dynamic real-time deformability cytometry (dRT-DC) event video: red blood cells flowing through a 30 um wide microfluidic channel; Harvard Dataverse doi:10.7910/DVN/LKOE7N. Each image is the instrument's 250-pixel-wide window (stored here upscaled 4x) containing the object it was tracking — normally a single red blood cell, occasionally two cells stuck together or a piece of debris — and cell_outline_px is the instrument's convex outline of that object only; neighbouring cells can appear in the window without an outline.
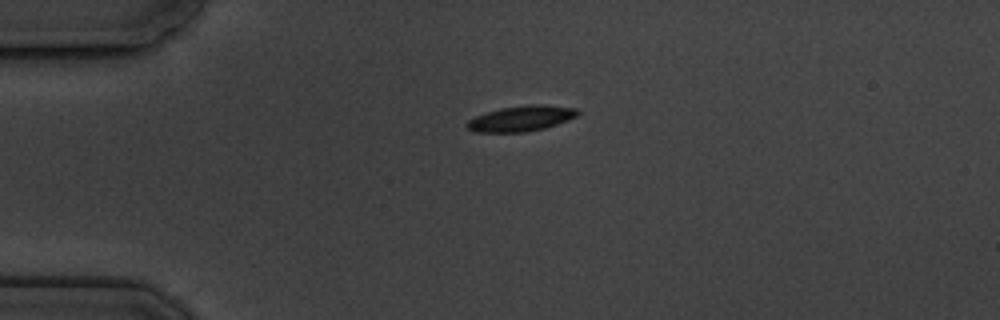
{"species": "common noctule bat (a hibernating species)", "species_latin": "Nyctalus noctula", "temperature_condition": "cold", "stored_images_in_passage": 12, "camera_frame_rate_fps": 3000, "um_per_image_px": 0.085, "animal": {"sex": "male", "body_mass_g": 19.5, "forearm_length_mm": 54.6}, "frame": {"image": 1, "passage_image": 1, "time_ms": 0.0, "image_size_px": [1000, 320], "cell_outline_px": [[580, 112], [576, 116], [568, 120], [544, 128], [524, 132], [476, 132], [468, 128], [464, 124], [468, 120], [476, 116], [500, 108], [528, 104], [544, 104], [576, 108]], "centroid_in_image_um": [44.3, 10.06], "position_along_channel_um": 40.7, "area_um2": 16.42}}
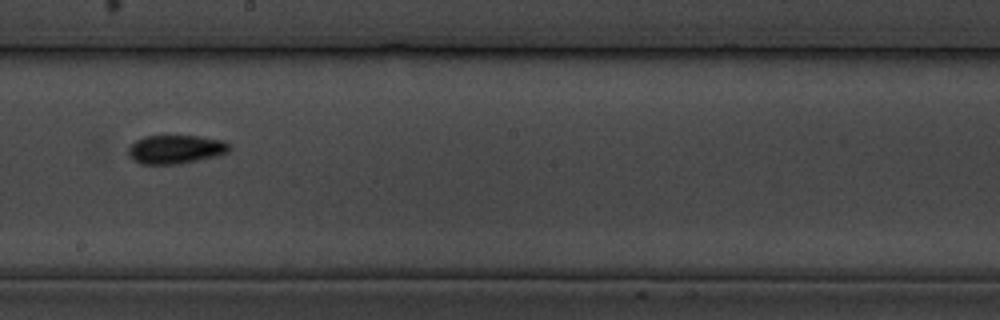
{"frame": {"image": 2, "passage_image": 6, "time_ms": 6.333, "image_size_px": [1000, 320], "cell_outline_px": [[228, 152], [216, 156], [180, 164], [144, 164], [132, 160], [128, 156], [128, 148], [136, 140], [144, 136], [200, 136], [224, 140], [228, 144]], "centroid_in_image_um": [14.9, 12.69], "position_along_channel_um": 233.3, "area_um2": 16.88}}
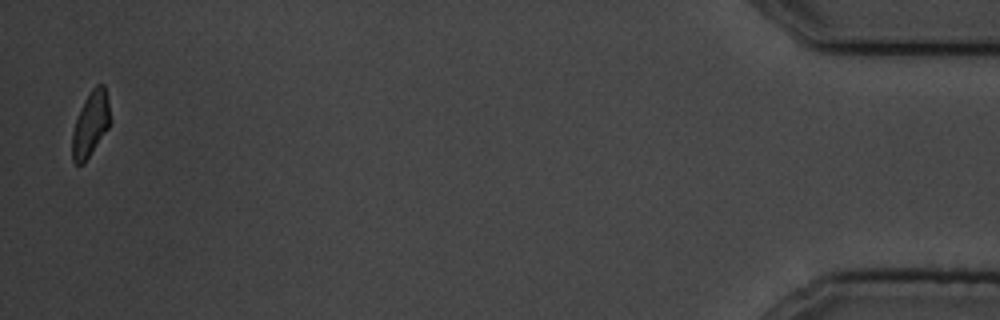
{"frame": {"image": 3, "passage_image": 12, "time_ms": 14.333, "image_size_px": [1000, 320], "cell_outline_px": [[108, 128], [84, 164], [76, 164], [72, 160], [72, 132], [76, 120], [84, 100], [92, 88], [96, 84], [104, 84], [108, 100]], "centroid_in_image_um": [7.67, 10.56], "position_along_channel_um": 427.5, "area_um2": 14.05}, "authors_computed_cell_mechanics": {"area_um2": 16.4152, "velocity_mm_per_s": 3.5012, "shape_relaxation_time_tau1_ms": 4.4038, "shape_relaxation_time_tau2_ms": 3.5393, "deformation_change_tau1": 0.083, "deformation_change_tau2": 0.0776}}